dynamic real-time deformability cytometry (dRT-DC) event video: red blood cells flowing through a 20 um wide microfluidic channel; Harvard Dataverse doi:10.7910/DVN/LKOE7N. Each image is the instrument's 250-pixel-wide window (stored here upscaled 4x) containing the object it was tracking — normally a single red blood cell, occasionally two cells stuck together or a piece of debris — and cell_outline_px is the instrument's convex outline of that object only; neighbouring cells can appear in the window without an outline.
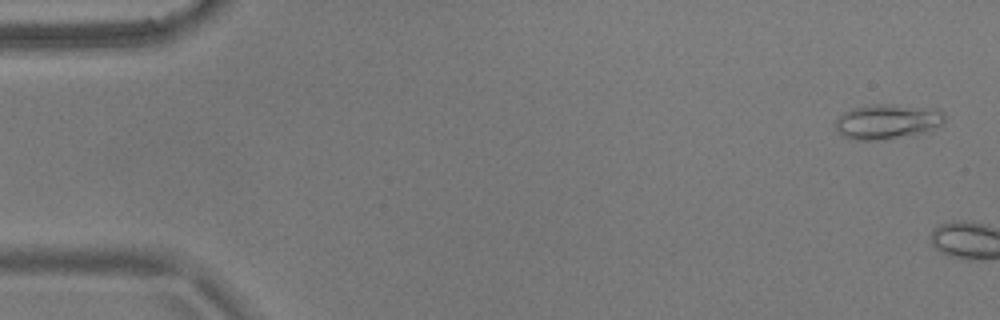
{"species": "common noctule bat (a hibernating species)", "species_latin": "Nyctalus noctula", "temperature_condition": "warm", "stored_images_in_passage": 5, "camera_frame_rate_fps": 3000, "um_per_image_px": 0.085, "animal": {"sex": "male", "body_mass_g": 17.9}, "frame": {"image": 1, "passage_image": 2, "time_ms": 0.333, "image_size_px": [1000, 320], "cell_outline_px": [[944, 124], [932, 132], [880, 140], [848, 140], [836, 128], [836, 120], [844, 112], [852, 108], [876, 104], [896, 104], [940, 108], [944, 112]], "centroid_in_image_um": [75.53, 10.33], "position_along_channel_um": 9.5, "area_um2": 22.83}}